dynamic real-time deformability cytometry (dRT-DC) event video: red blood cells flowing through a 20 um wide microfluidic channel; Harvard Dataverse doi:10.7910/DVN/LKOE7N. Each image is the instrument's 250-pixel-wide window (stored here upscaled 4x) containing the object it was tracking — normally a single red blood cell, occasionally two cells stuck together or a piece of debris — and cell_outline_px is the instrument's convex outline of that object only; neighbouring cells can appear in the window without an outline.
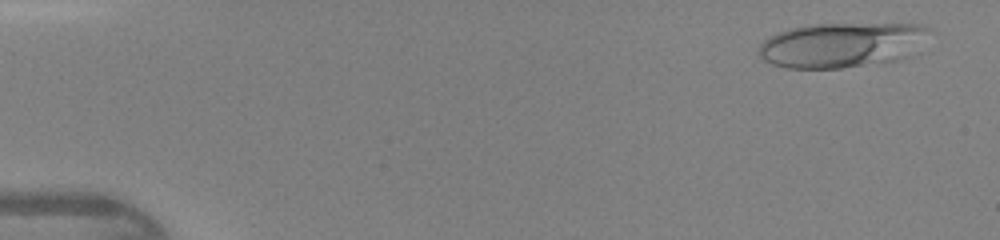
{"species": "human", "species_latin": "Homo sapiens", "temperature_condition": "warm", "stored_images_in_passage": 45, "camera_frame_rate_fps": 3000, "um_per_image_px": 0.085, "donor": {"sex": "female"}, "frame": {"image": 1, "passage_image": 3, "time_ms": 0.667, "image_size_px": [1000, 240], "cell_outline_px": [[928, 28], [912, 56], [884, 64], [840, 68], [788, 68], [772, 64], [764, 60], [760, 56], [760, 44], [764, 40], [776, 32], [788, 28], [812, 24], [920, 24]], "centroid_in_image_um": [71.52, 3.84], "position_along_channel_um": 13.5, "area_um2": 44.74}}
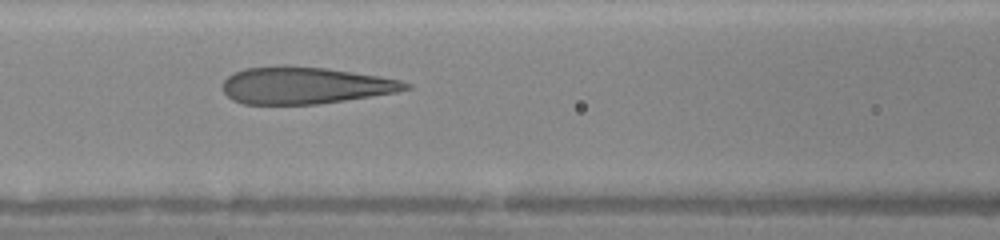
{"frame": {"image": 2, "passage_image": 20, "time_ms": 6.333, "image_size_px": [1000, 240], "cell_outline_px": [[412, 88], [396, 92], [320, 104], [244, 104], [232, 100], [224, 92], [224, 80], [228, 76], [244, 68], [284, 64], [328, 68], [380, 76], [400, 80], [412, 84]], "centroid_in_image_um": [25.94, 7.24], "position_along_channel_um": 140.7, "area_um2": 39.65}}
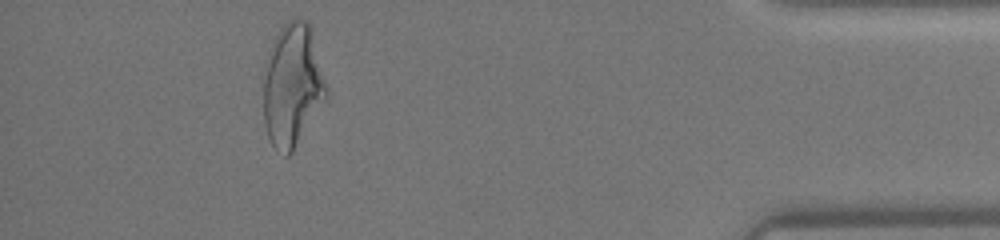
{"frame": {"image": 3, "passage_image": 41, "time_ms": 13.333, "image_size_px": [1000, 240], "cell_outline_px": [[328, 96], [292, 152], [288, 156], [284, 156], [272, 144], [268, 136], [264, 124], [264, 80], [272, 44], [280, 28], [288, 20], [296, 16], [308, 20], [312, 28], [328, 88]], "centroid_in_image_um": [24.9, 7.22], "position_along_channel_um": 410.3, "area_um2": 44.97}}